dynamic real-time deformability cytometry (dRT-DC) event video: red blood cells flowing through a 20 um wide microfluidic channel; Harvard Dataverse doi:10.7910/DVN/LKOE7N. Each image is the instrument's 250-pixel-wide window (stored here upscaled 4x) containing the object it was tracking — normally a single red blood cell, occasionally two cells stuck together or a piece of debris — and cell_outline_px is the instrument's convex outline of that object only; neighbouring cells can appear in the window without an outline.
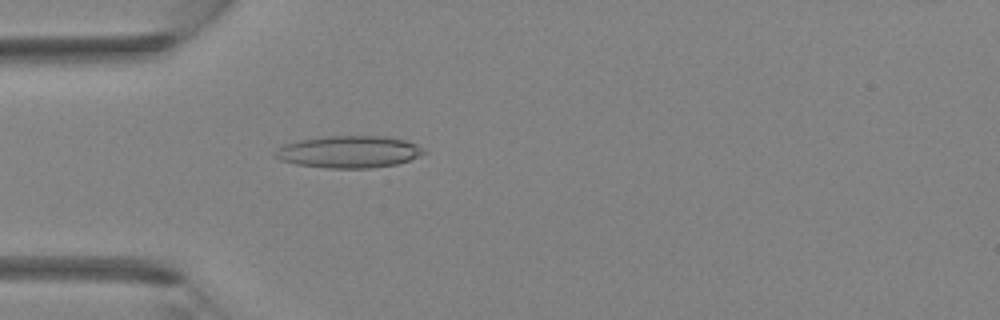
{"species": "Egyptian fruit bat (a non-hibernating species)", "species_latin": "Rousettus aegyptiacus", "temperature_condition": "room temperature", "stored_images_in_passage": 40, "camera_frame_rate_fps": 3000, "um_per_image_px": 0.085, "animal": {"sex": "female"}, "frame": {"image": 1, "passage_image": 12, "time_ms": 3.667, "image_size_px": [1000, 320], "cell_outline_px": [[428, 152], [420, 156], [396, 164], [372, 168], [328, 168], [296, 164], [280, 160], [272, 156], [272, 152], [284, 144], [300, 140], [328, 136], [384, 136], [404, 140], [416, 144]], "centroid_in_image_um": [29.63, 12.91], "position_along_channel_um": 55.4, "area_um2": 27.8}}
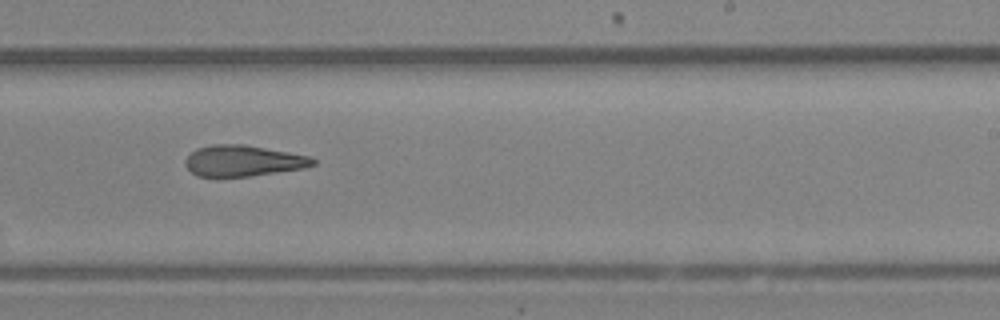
{"frame": {"image": 2, "passage_image": 25, "time_ms": 8.0, "image_size_px": [1000, 320], "cell_outline_px": [[316, 164], [304, 168], [248, 176], [196, 176], [184, 164], [184, 160], [196, 148], [212, 144], [244, 144], [308, 156], [316, 160]], "centroid_in_image_um": [20.64, 13.66], "position_along_channel_um": 268.4, "area_um2": 22.83}}
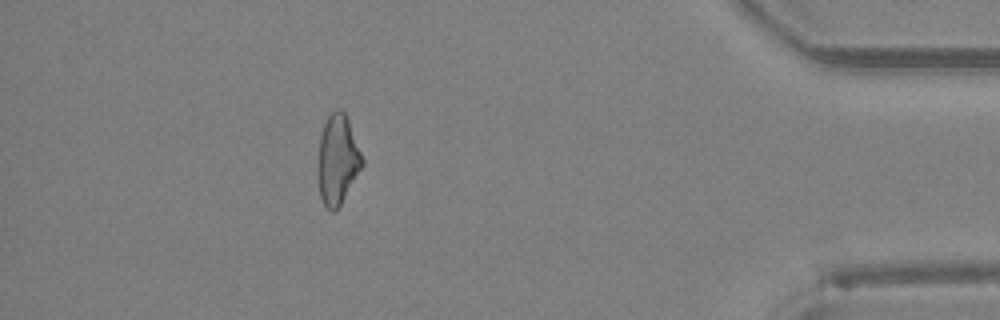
{"frame": {"image": 3, "passage_image": 36, "time_ms": 11.667, "image_size_px": [1000, 320], "cell_outline_px": [[364, 164], [340, 204], [332, 212], [324, 204], [320, 196], [316, 168], [316, 164], [320, 136], [324, 124], [328, 116], [336, 108], [340, 108], [344, 112], [348, 120], [364, 160]], "centroid_in_image_um": [28.66, 13.55], "position_along_channel_um": 406.5, "area_um2": 23.12}}